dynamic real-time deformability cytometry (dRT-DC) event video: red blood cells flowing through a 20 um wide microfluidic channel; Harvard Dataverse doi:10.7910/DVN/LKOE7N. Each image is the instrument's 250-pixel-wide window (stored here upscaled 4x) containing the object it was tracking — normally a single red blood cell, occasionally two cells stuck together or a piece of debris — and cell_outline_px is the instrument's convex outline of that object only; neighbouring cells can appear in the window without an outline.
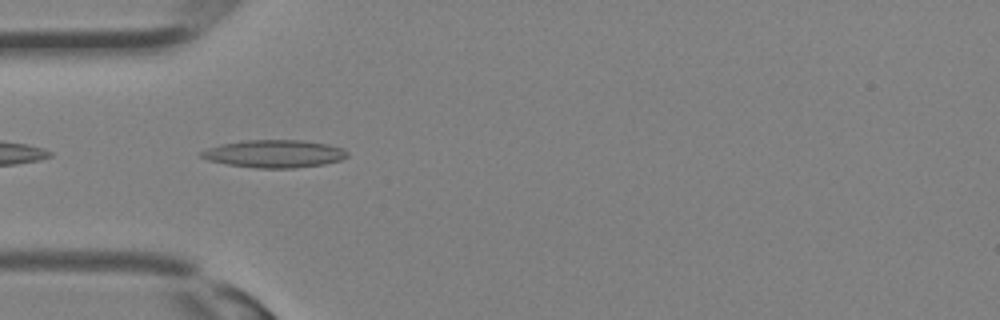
{"species": "Egyptian fruit bat (a non-hibernating species)", "species_latin": "Rousettus aegyptiacus", "temperature_condition": "room temperature", "stored_images_in_passage": 32, "camera_frame_rate_fps": 3000, "um_per_image_px": 0.085, "animal": {"sex": "female"}, "frame": {"image": 1, "passage_image": 10, "time_ms": 3.0, "image_size_px": [1000, 320], "cell_outline_px": [[348, 156], [340, 160], [324, 164], [292, 168], [256, 168], [228, 164], [208, 160], [200, 156], [200, 152], [208, 148], [220, 144], [244, 140], [304, 140], [328, 144], [344, 148], [348, 152]], "centroid_in_image_um": [23.34, 13.06], "position_along_channel_um": 61.7, "area_um2": 23.58}}
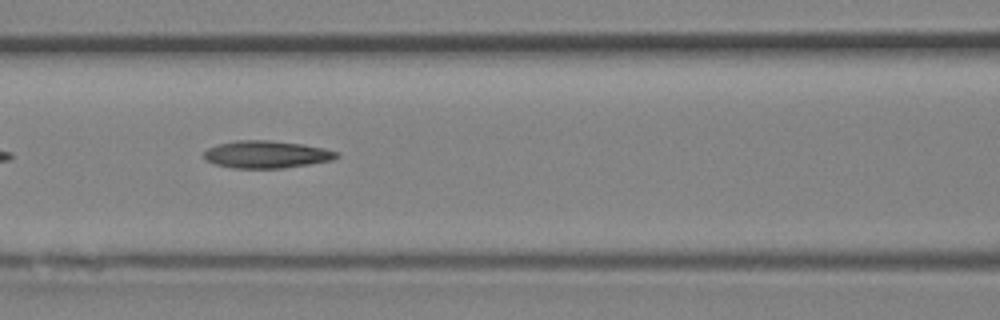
{"frame": {"image": 2, "passage_image": 14, "time_ms": 4.333, "image_size_px": [1000, 320], "cell_outline_px": [[340, 156], [332, 160], [284, 168], [232, 168], [216, 164], [208, 160], [204, 156], [204, 152], [208, 148], [220, 144], [236, 140], [268, 140], [304, 144], [324, 148], [340, 152]], "centroid_in_image_um": [22.7, 13.12], "position_along_channel_um": 143.9, "area_um2": 21.1}}